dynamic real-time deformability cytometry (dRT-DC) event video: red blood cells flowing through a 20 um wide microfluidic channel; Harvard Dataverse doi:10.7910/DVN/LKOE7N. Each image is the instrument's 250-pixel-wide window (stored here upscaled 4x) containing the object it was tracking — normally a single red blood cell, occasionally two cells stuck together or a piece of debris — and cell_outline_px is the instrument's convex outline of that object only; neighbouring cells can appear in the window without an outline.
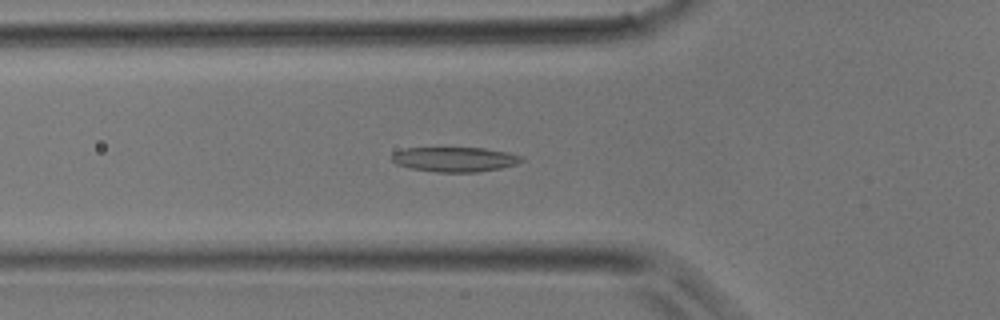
{"species": "common noctule bat (a hibernating species)", "species_latin": "Nyctalus noctula", "temperature_condition": "room temperature", "stored_images_in_passage": 40, "camera_frame_rate_fps": 3000, "um_per_image_px": 0.085, "animal": {"sex": "male", "body_mass_g": 17.9}, "frame": {"image": 1, "passage_image": 14, "time_ms": 4.333, "image_size_px": [1000, 320], "cell_outline_px": [[524, 160], [516, 164], [500, 168], [476, 172], [436, 172], [408, 168], [396, 164], [392, 160], [392, 152], [404, 148], [484, 148], [508, 152], [524, 156]], "centroid_in_image_um": [38.64, 13.54], "position_along_channel_um": 87.2, "area_um2": 18.84}}
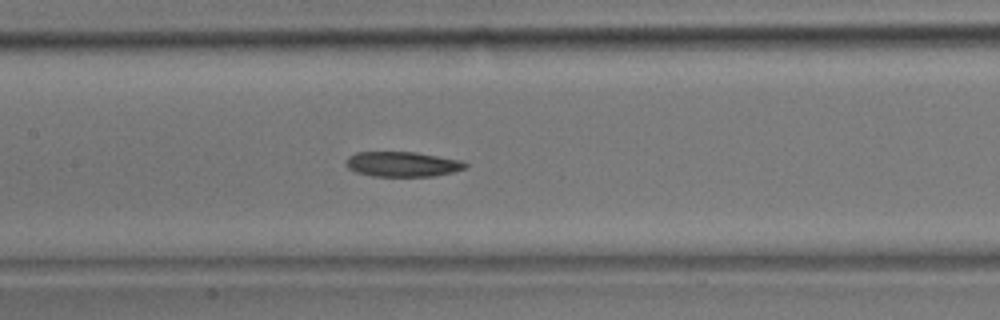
{"frame": {"image": 2, "passage_image": 19, "time_ms": 6.0, "image_size_px": [1000, 320], "cell_outline_px": [[468, 168], [452, 172], [432, 176], [372, 176], [356, 172], [348, 168], [344, 164], [348, 156], [356, 152], [416, 152], [460, 160], [468, 164]], "centroid_in_image_um": [34.19, 13.95], "position_along_channel_um": 173.2, "area_um2": 17.46}}
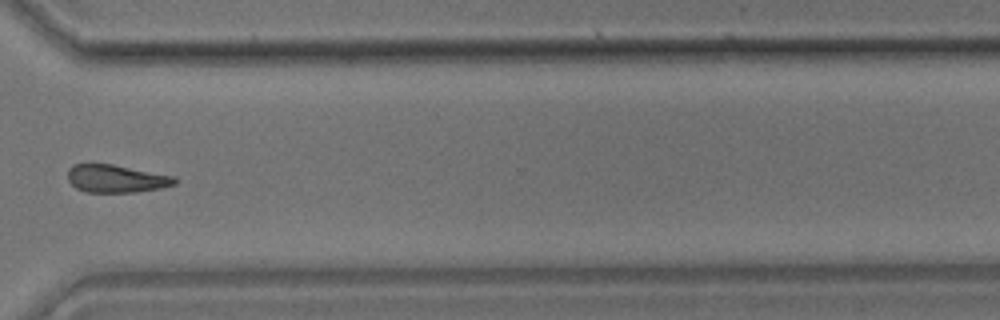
{"frame": {"image": 3, "passage_image": 30, "time_ms": 9.667, "image_size_px": [1000, 320], "cell_outline_px": [[176, 184], [160, 188], [136, 192], [88, 192], [76, 188], [68, 180], [68, 168], [72, 164], [88, 160], [112, 164], [176, 176]], "centroid_in_image_um": [9.81, 15.13], "position_along_channel_um": 360.8, "area_um2": 17.92}}